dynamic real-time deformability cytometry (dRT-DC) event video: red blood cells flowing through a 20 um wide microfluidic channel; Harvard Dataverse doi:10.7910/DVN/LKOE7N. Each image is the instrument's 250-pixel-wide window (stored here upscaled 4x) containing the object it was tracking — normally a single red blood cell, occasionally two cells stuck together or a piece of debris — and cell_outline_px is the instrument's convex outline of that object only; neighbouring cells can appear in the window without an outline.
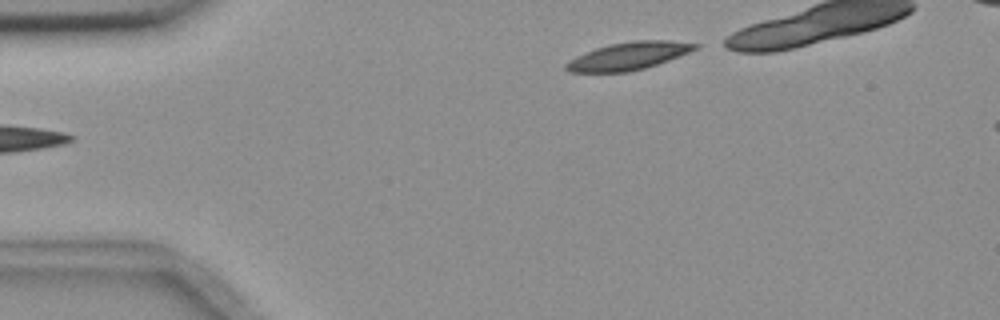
{"species": "common noctule bat (a hibernating species)", "species_latin": "Nyctalus noctula", "temperature_condition": "room temperature", "stored_images_in_passage": 4, "segment_of_instrument_passage": [2, 2], "camera_frame_rate_fps": 3000, "um_per_image_px": 0.085, "animal": {"sex": "female", "body_mass_g": 18.4}, "frame": {"image": 1, "passage_image": 4, "time_ms": 4.333, "image_size_px": [1000, 320], "cell_outline_px": [[700, 48], [668, 60], [644, 68], [628, 72], [568, 72], [564, 68], [564, 64], [568, 60], [576, 56], [596, 48], [608, 44], [632, 40], [668, 40], [700, 44]], "centroid_in_image_um": [53.41, 4.75], "position_along_channel_um": 31.6, "area_um2": 20.87}}